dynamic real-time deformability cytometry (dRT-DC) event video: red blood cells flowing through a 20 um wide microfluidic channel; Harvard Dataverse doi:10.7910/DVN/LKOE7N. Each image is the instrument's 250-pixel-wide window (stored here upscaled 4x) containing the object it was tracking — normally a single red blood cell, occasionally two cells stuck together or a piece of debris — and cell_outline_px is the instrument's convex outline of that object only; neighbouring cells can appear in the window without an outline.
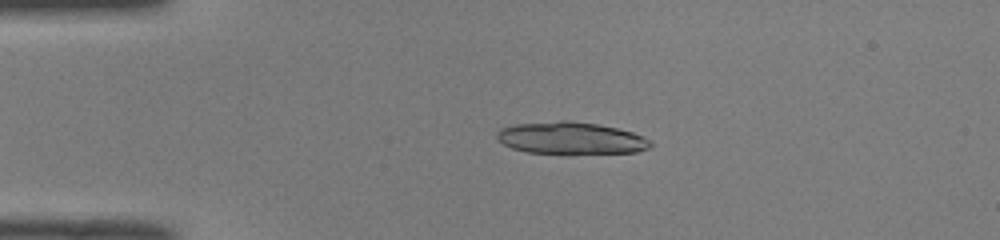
{"species": "common noctule bat (a hibernating species)", "species_latin": "Nyctalus noctula", "temperature_condition": "room temperature", "stored_images_in_passage": 50, "camera_frame_rate_fps": 3000, "um_per_image_px": 0.085, "animal": {"sex": "male", "body_mass_g": 19.0, "forearm_length_mm": 50.8}, "frame": {"image": 1, "passage_image": 11, "time_ms": 3.333, "image_size_px": [1000, 240], "cell_outline_px": [[652, 148], [636, 152], [568, 156], [528, 152], [512, 148], [496, 140], [496, 132], [500, 128], [516, 124], [560, 120], [568, 120], [596, 124], [616, 128], [632, 132], [644, 136], [652, 144]], "centroid_in_image_um": [48.53, 11.78], "position_along_channel_um": 36.5, "area_um2": 29.82}}
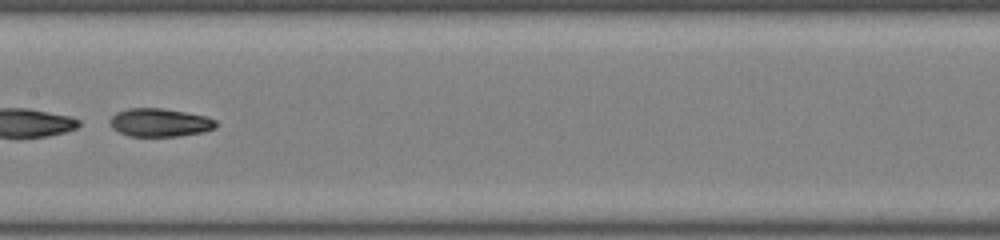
{"frame": {"image": 2, "passage_image": 26, "time_ms": 8.333, "image_size_px": [1000, 240], "cell_outline_px": [[220, 124], [216, 128], [204, 132], [180, 136], [128, 136], [112, 128], [108, 120], [116, 112], [128, 108], [164, 108], [204, 116], [216, 120]], "centroid_in_image_um": [13.59, 10.42], "position_along_channel_um": 193.8, "area_um2": 17.63}}
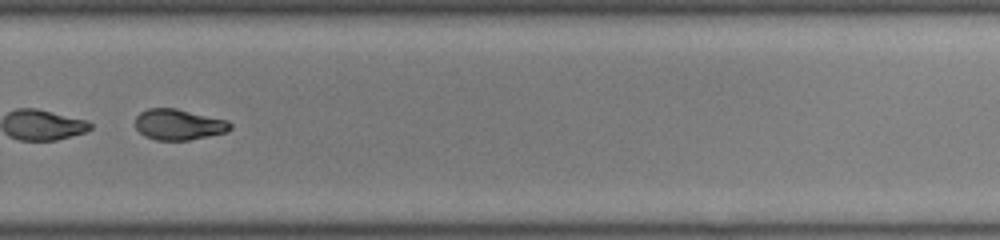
{"frame": {"image": 3, "passage_image": 35, "time_ms": 11.333, "image_size_px": [1000, 240], "cell_outline_px": [[232, 128], [228, 132], [188, 140], [156, 140], [144, 136], [136, 128], [136, 116], [140, 112], [148, 108], [176, 108], [228, 120], [232, 124]], "centroid_in_image_um": [15.2, 10.58], "position_along_channel_um": 314.6, "area_um2": 17.17}, "authors_computed_cell_mechanics": {"area_um2": 27.6862, "velocity_mm_per_s": 4.0253, "shape_relaxation_time_tau1_ms": 1.178, "shape_relaxation_time_tau2_ms": 4.6799, "deformation_change_tau1": 0.2613, "deformation_change_tau2": 0.1092}}